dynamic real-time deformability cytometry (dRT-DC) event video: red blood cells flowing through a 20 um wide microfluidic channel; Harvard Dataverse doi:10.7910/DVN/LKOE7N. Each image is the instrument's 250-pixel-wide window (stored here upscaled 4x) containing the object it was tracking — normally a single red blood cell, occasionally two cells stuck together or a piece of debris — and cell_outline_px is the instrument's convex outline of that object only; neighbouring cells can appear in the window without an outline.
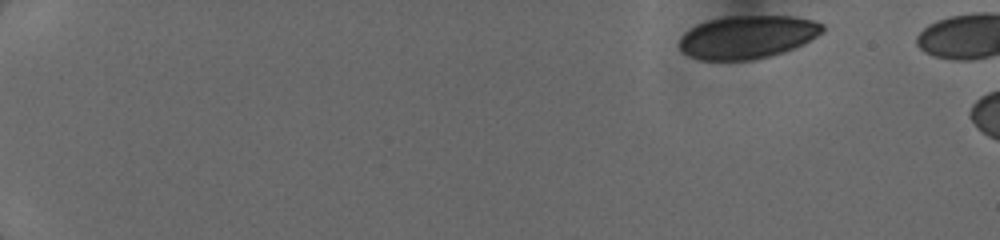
{"species": "human", "species_latin": "Homo sapiens", "temperature_condition": "cold", "stored_images_in_passage": 5, "camera_frame_rate_fps": 3000, "um_per_image_px": 0.085, "donor": {"sex": "female"}, "frame": {"image": 1, "passage_image": 1, "time_ms": 0.0, "image_size_px": [1000, 240], "cell_outline_px": [[824, 32], [804, 44], [796, 48], [772, 56], [752, 60], [700, 60], [684, 52], [680, 48], [680, 36], [684, 32], [696, 24], [708, 20], [724, 16], [792, 16], [812, 20], [824, 24]], "centroid_in_image_um": [63.56, 3.14], "position_along_channel_um": 21.4, "area_um2": 36.24}}